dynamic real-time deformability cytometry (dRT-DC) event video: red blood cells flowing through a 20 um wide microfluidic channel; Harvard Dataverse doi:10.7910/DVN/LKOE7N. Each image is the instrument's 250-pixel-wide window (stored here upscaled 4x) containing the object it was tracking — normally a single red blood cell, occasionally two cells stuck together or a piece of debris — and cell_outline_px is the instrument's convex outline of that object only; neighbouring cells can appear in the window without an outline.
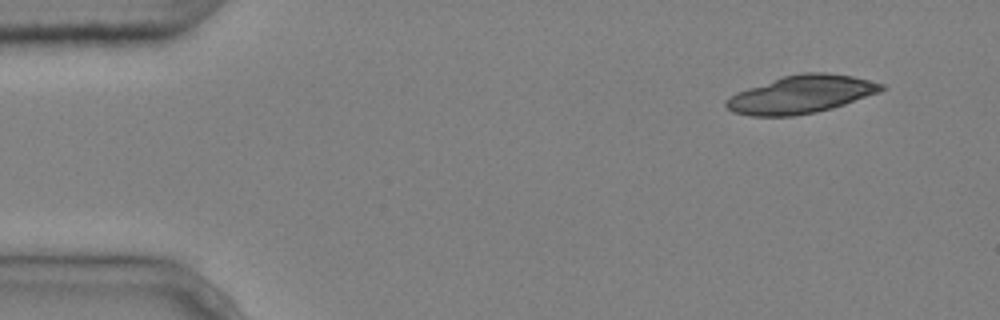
{"species": "common noctule bat (a hibernating species)", "species_latin": "Nyctalus noctula", "temperature_condition": "cold", "stored_images_in_passage": 4, "camera_frame_rate_fps": 3000, "um_per_image_px": 0.085, "animal": {"sex": "male", "body_mass_g": 20.4}, "frame": {"image": 1, "passage_image": 1, "time_ms": 0.0, "image_size_px": [1000, 320], "cell_outline_px": [[888, 88], [880, 92], [832, 108], [816, 112], [792, 116], [752, 116], [732, 112], [724, 104], [724, 100], [736, 92], [784, 76], [800, 72], [824, 72], [852, 76], [884, 84]], "centroid_in_image_um": [68.1, 8.02], "position_along_channel_um": 16.9, "area_um2": 34.16}}